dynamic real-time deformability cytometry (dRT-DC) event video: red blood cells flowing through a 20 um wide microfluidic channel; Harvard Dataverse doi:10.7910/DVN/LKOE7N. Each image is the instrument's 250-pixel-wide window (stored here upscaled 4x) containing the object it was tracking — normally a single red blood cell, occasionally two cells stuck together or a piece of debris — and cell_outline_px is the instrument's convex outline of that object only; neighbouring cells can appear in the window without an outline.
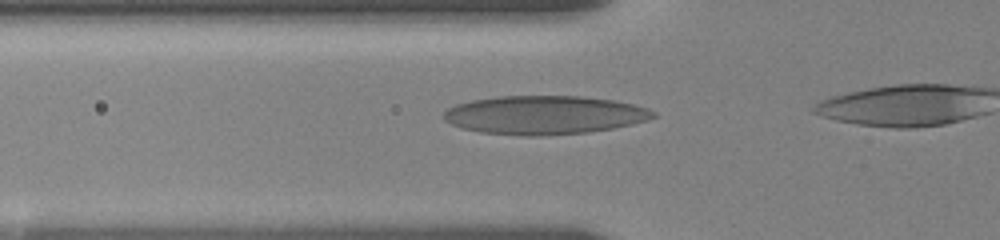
{"species": "human", "species_latin": "Homo sapiens", "temperature_condition": "room temperature", "stored_images_in_passage": 16, "segment_of_instrument_passage": [1, 2], "camera_frame_rate_fps": 3000, "um_per_image_px": 0.085, "donor": {"sex": "female"}, "frame": {"image": 1, "passage_image": 12, "time_ms": 4.333, "image_size_px": [1000, 240], "cell_outline_px": [[656, 116], [648, 120], [632, 124], [612, 128], [588, 132], [540, 136], [524, 136], [480, 132], [460, 128], [444, 120], [444, 112], [448, 108], [456, 104], [472, 100], [496, 96], [580, 96], [612, 100], [632, 104], [648, 108], [656, 112]], "centroid_in_image_um": [46.26, 9.78], "position_along_channel_um": 79.5, "area_um2": 47.22}}
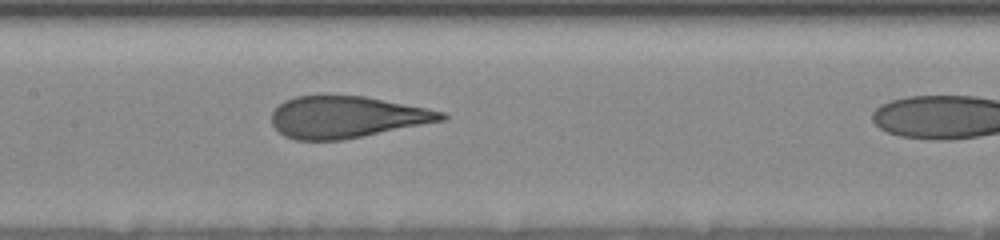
{"frame": {"image": 2, "passage_image": 15, "time_ms": 7.0, "image_size_px": [1000, 240], "cell_outline_px": [[448, 116], [444, 120], [344, 140], [296, 140], [284, 136], [272, 124], [272, 112], [284, 100], [296, 96], [364, 96], [428, 108], [444, 112]], "centroid_in_image_um": [29.46, 9.95], "position_along_channel_um": 177.9, "area_um2": 41.1}}